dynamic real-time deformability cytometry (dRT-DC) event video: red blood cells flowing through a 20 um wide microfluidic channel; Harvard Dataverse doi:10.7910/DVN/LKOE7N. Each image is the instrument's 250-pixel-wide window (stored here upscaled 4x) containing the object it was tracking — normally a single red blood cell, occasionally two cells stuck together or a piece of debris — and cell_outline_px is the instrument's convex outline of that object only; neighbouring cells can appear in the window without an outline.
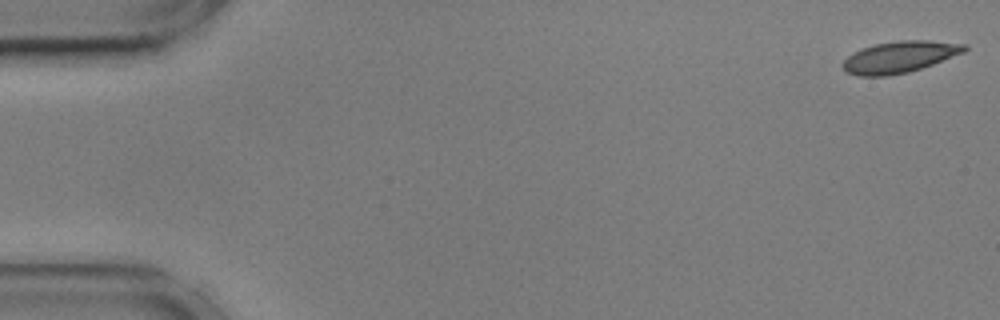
{"species": "common noctule bat (a hibernating species)", "species_latin": "Nyctalus noctula", "temperature_condition": "cold", "stored_images_in_passage": 55, "camera_frame_rate_fps": 3000, "um_per_image_px": 0.085, "animal": {"sex": "male", "body_mass_g": 17.9, "forearm_length_mm": 54.2}, "frame": {"image": 1, "passage_image": 1, "time_ms": 0.0, "image_size_px": [1000, 320], "cell_outline_px": [[968, 48], [964, 52], [932, 64], [908, 72], [884, 76], [860, 76], [848, 72], [840, 64], [852, 52], [860, 48], [876, 44], [900, 40], [928, 40], [968, 44]], "centroid_in_image_um": [76.45, 4.83], "position_along_channel_um": 8.5, "area_um2": 22.25}}
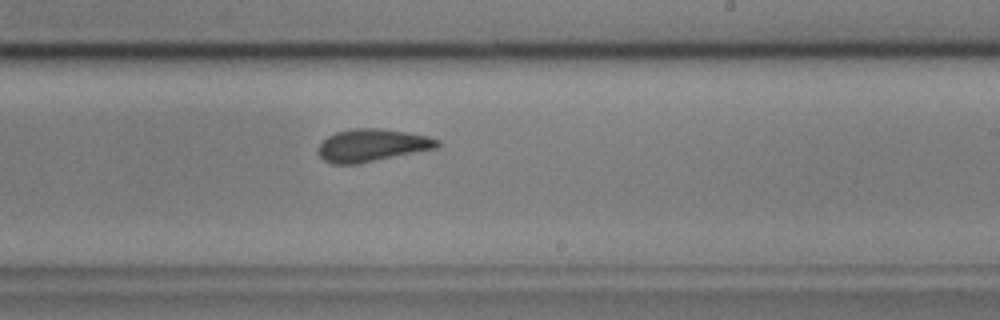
{"frame": {"image": 2, "passage_image": 33, "time_ms": 10.667, "image_size_px": [1000, 320], "cell_outline_px": [[440, 144], [436, 148], [356, 164], [332, 164], [324, 160], [316, 152], [316, 148], [328, 136], [336, 132], [352, 128], [376, 128], [404, 132], [428, 136], [440, 140]], "centroid_in_image_um": [31.58, 12.35], "position_along_channel_um": 257.4, "area_um2": 22.43}}
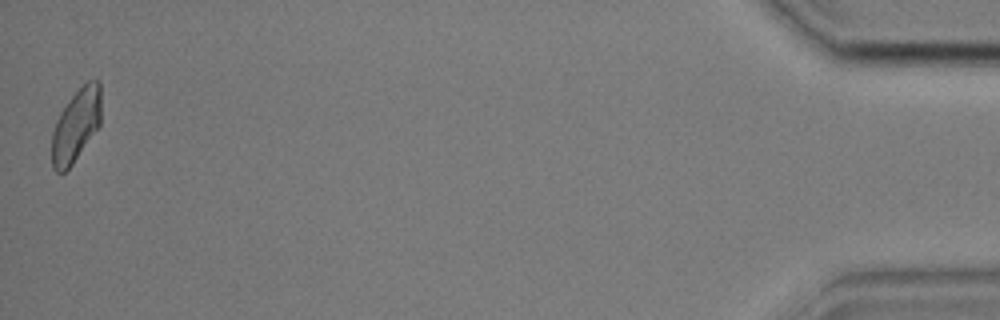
{"frame": {"image": 3, "passage_image": 55, "time_ms": 18.0, "image_size_px": [1000, 320], "cell_outline_px": [[100, 124], [72, 164], [64, 172], [56, 172], [52, 168], [52, 132], [56, 120], [60, 112], [68, 100], [88, 80], [100, 80]], "centroid_in_image_um": [6.44, 10.65], "position_along_channel_um": 428.8, "area_um2": 20.63}, "authors_computed_cell_mechanics": {"area_um2": 22.4264, "velocity_mm_per_s": 3.5756, "shape_relaxation_time_tau1_ms": 3.016, "shape_relaxation_time_tau2_ms": 1.336, "deformation_change_tau1": 0.0922, "deformation_change_tau2": 0.0607}}